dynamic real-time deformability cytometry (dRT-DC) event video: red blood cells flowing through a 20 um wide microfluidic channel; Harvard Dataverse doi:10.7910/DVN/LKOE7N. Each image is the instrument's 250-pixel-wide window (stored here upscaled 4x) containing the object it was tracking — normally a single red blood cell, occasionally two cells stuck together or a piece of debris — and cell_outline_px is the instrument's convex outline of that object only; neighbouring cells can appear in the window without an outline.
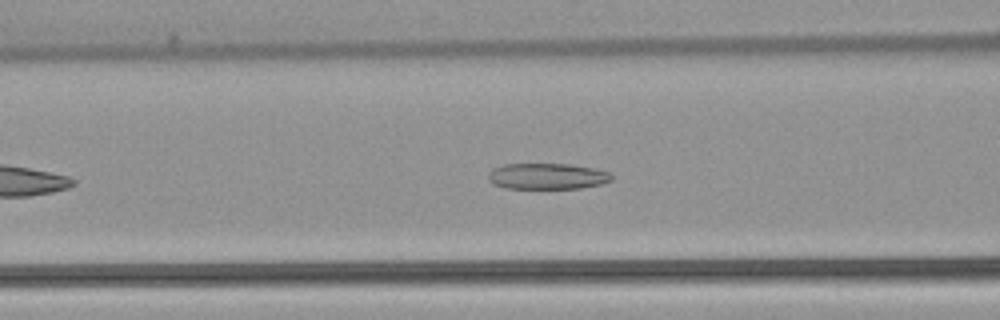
{"species": "common noctule bat (a hibernating species)", "species_latin": "Nyctalus noctula", "temperature_condition": "warm", "stored_images_in_passage": 38, "camera_frame_rate_fps": 3000, "um_per_image_px": 0.085, "animal": {"sex": "female", "body_mass_g": 22.7, "forearm_length_mm": 54.2}, "frame": {"image": 1, "passage_image": 12, "time_ms": 3.667, "image_size_px": [1000, 320], "cell_outline_px": [[612, 180], [600, 184], [580, 188], [504, 188], [492, 184], [488, 180], [488, 172], [492, 168], [504, 164], [572, 164], [592, 168], [608, 172], [612, 176]], "centroid_in_image_um": [46.45, 14.98], "position_along_channel_um": 120.1, "area_um2": 18.73}}
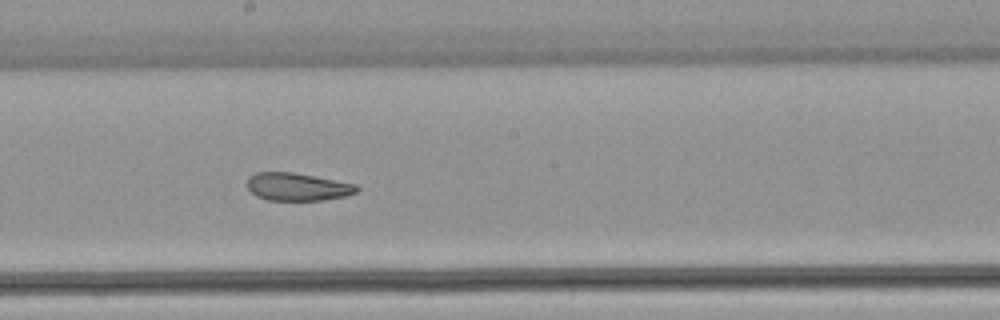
{"frame": {"image": 2, "passage_image": 20, "time_ms": 6.333, "image_size_px": [1000, 320], "cell_outline_px": [[360, 188], [356, 192], [344, 196], [324, 200], [268, 200], [256, 196], [248, 188], [248, 176], [256, 172], [292, 172], [356, 184]], "centroid_in_image_um": [25.27, 15.87], "position_along_channel_um": 222.9, "area_um2": 17.63}}
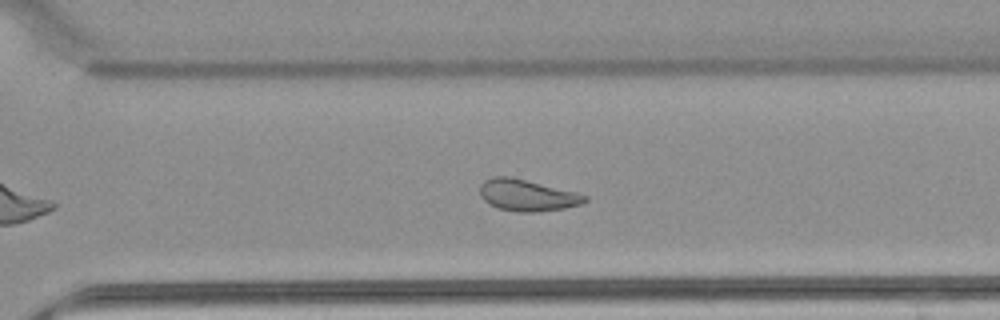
{"frame": {"image": 3, "passage_image": 28, "time_ms": 9.0, "image_size_px": [1000, 320], "cell_outline_px": [[588, 200], [580, 204], [564, 208], [536, 212], [516, 212], [496, 208], [488, 204], [480, 196], [480, 184], [484, 180], [492, 176], [512, 176], [580, 192], [588, 196]], "centroid_in_image_um": [44.81, 16.58], "position_along_channel_um": 325.8, "area_um2": 19.83}, "authors_computed_cell_mechanics": {"area_um2": 20.519, "velocity_mm_per_s": 3.8589, "shape_relaxation_time_tau1_ms": null, "shape_relaxation_time_tau2_ms": 2.3566, "deformation_change_tau1": null, "deformation_change_tau2": 0.0874}}